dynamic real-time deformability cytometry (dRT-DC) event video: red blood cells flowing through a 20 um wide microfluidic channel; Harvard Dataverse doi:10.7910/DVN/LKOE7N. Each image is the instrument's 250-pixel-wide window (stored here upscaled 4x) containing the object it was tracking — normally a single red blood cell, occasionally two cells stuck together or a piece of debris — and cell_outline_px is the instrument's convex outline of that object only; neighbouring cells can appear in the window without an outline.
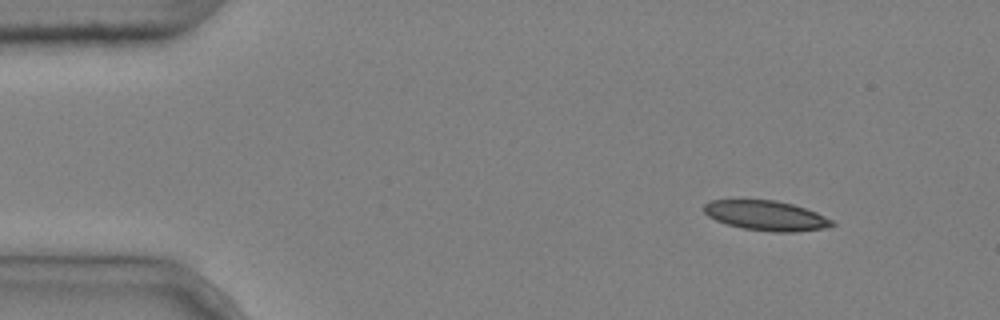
{"species": "common noctule bat (a hibernating species)", "species_latin": "Nyctalus noctula", "temperature_condition": "cold", "stored_images_in_passage": 5, "segment_of_instrument_passage": [2, 2], "camera_frame_rate_fps": 3000, "um_per_image_px": 0.085, "animal": {"sex": "male", "body_mass_g": 20.4}, "frame": {"image": 1, "passage_image": 5, "time_ms": 1.333, "image_size_px": [1000, 320], "cell_outline_px": [[836, 224], [828, 228], [796, 232], [776, 232], [744, 228], [728, 224], [716, 220], [708, 216], [704, 212], [704, 204], [712, 200], [776, 200], [792, 204], [816, 212], [832, 220]], "centroid_in_image_um": [65.15, 18.33], "position_along_channel_um": 19.9, "area_um2": 22.14}}